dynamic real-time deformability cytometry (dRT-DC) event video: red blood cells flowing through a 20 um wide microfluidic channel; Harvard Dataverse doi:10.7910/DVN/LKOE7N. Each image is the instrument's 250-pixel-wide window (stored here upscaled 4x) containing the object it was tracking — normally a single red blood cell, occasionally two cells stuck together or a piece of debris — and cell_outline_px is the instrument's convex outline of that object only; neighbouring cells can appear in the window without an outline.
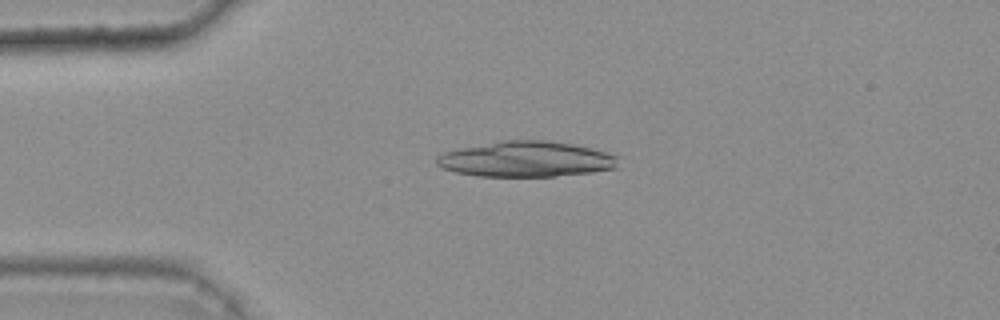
{"species": "common noctule bat (a hibernating species)", "species_latin": "Nyctalus noctula", "temperature_condition": "warm", "stored_images_in_passage": 46, "camera_frame_rate_fps": 3000, "um_per_image_px": 0.085, "animal": {"sex": "female", "body_mass_g": 25.1}, "frame": {"image": 1, "passage_image": 12, "time_ms": 3.667, "image_size_px": [1000, 320], "cell_outline_px": [[616, 168], [592, 172], [552, 176], [476, 176], [456, 172], [440, 168], [436, 164], [436, 156], [444, 152], [460, 148], [500, 140], [544, 140], [572, 144], [592, 148], [608, 152], [616, 156]], "centroid_in_image_um": [44.67, 13.52], "position_along_channel_um": 40.3, "area_um2": 37.57}}